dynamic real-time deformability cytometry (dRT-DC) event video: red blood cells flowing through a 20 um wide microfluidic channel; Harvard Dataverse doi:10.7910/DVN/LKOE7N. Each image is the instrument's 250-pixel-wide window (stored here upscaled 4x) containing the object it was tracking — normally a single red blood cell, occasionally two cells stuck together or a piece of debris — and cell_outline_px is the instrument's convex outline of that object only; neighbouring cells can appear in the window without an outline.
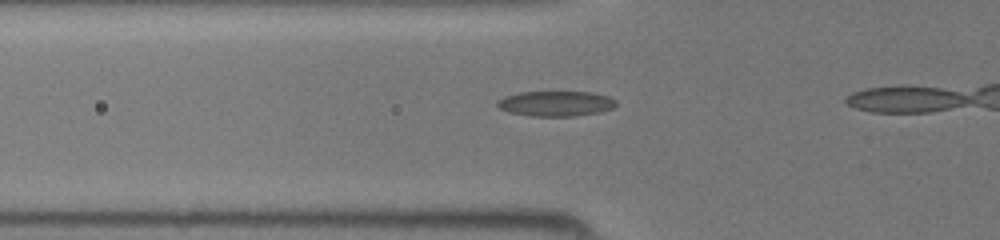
{"species": "common noctule bat (a hibernating species)", "species_latin": "Nyctalus noctula", "temperature_condition": "room temperature", "stored_images_in_passage": 12, "camera_frame_rate_fps": 3000, "um_per_image_px": 0.085, "animal": {"sex": "female", "body_mass_g": 19.5, "forearm_length_mm": 54.1}, "frame": {"image": 1, "passage_image": 7, "time_ms": 2.0, "image_size_px": [1000, 240], "cell_outline_px": [[616, 104], [612, 108], [600, 112], [572, 116], [532, 116], [508, 112], [500, 108], [496, 104], [496, 100], [504, 96], [520, 92], [592, 92], [608, 96], [616, 100]], "centroid_in_image_um": [47.22, 8.8], "position_along_channel_um": 78.6, "area_um2": 17.46}}
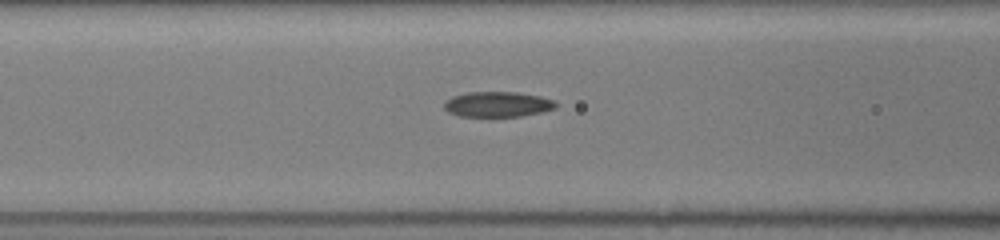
{"frame": {"image": 2, "passage_image": 10, "time_ms": 3.0, "image_size_px": [1000, 240], "cell_outline_px": [[556, 108], [540, 112], [520, 116], [460, 116], [448, 112], [444, 108], [444, 100], [452, 96], [468, 92], [516, 92], [540, 96], [556, 100]], "centroid_in_image_um": [42.28, 8.85], "position_along_channel_um": 124.3, "area_um2": 16.47}}